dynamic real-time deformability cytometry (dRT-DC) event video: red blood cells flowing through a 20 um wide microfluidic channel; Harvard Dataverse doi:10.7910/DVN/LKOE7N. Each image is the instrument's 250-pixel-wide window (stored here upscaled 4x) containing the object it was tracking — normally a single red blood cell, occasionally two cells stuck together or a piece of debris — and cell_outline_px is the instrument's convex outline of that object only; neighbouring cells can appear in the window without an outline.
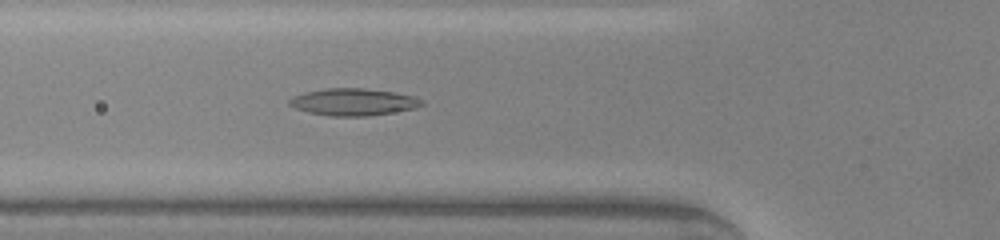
{"species": "common noctule bat (a hibernating species)", "species_latin": "Nyctalus noctula", "temperature_condition": "warm", "stored_images_in_passage": 45, "camera_frame_rate_fps": 3000, "um_per_image_px": 0.085, "animal": {"sex": "male", "body_mass_g": 20.0, "forearm_length_mm": 53.3}, "frame": {"image": 1, "passage_image": 14, "time_ms": 4.333, "image_size_px": [1000, 240], "cell_outline_px": [[424, 104], [416, 108], [368, 116], [332, 116], [308, 112], [296, 108], [288, 104], [288, 100], [292, 96], [304, 92], [324, 88], [364, 88], [392, 92], [412, 96], [424, 100]], "centroid_in_image_um": [30.01, 8.66], "position_along_channel_um": 95.8, "area_um2": 20.87}}
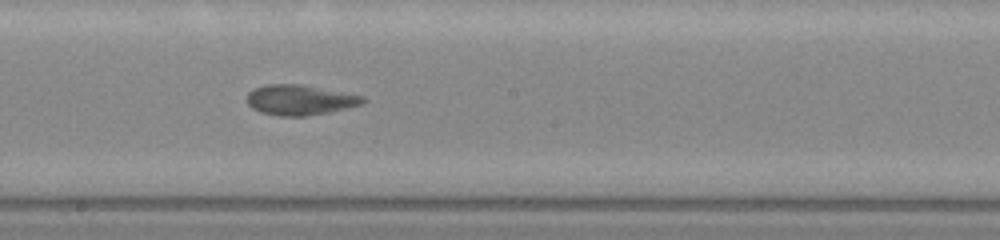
{"frame": {"image": 2, "passage_image": 23, "time_ms": 7.333, "image_size_px": [1000, 240], "cell_outline_px": [[368, 100], [364, 104], [328, 112], [304, 116], [280, 116], [260, 112], [252, 108], [248, 104], [248, 92], [256, 88], [268, 84], [300, 84], [364, 96]], "centroid_in_image_um": [25.52, 8.5], "position_along_channel_um": 222.7, "area_um2": 20.29}}
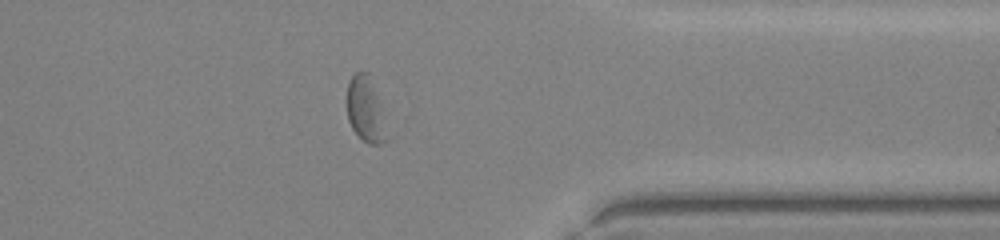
{"frame": {"image": 3, "passage_image": 35, "time_ms": 11.333, "image_size_px": [1000, 240], "cell_outline_px": [[392, 136], [388, 140], [380, 144], [368, 144], [352, 128], [348, 120], [348, 80], [356, 72], [368, 72]], "centroid_in_image_um": [31.14, 9.38], "position_along_channel_um": 380.3, "area_um2": 15.32}}